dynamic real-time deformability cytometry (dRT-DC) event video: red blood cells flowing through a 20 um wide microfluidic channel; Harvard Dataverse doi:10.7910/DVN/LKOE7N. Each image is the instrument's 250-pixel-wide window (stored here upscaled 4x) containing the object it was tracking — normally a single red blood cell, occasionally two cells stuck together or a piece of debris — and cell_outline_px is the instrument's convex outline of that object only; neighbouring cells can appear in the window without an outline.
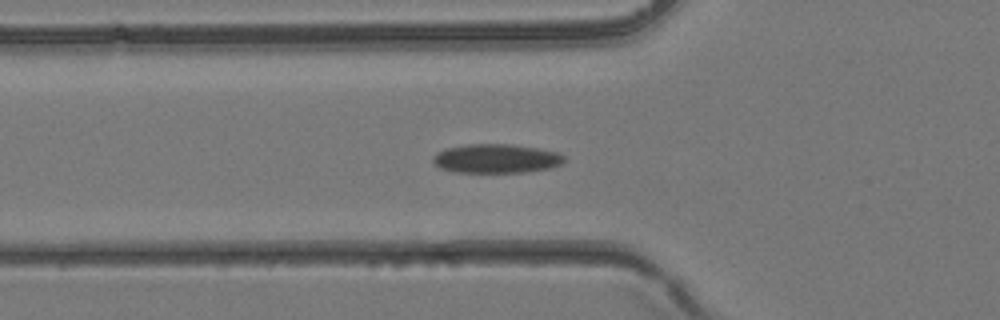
{"species": "common noctule bat (a hibernating species)", "species_latin": "Nyctalus noctula", "temperature_condition": "room temperature", "stored_images_in_passage": 38, "camera_frame_rate_fps": 3000, "um_per_image_px": 0.085, "animal": {"sex": "female", "body_mass_g": 24.6, "forearm_length_mm": 56.2}, "frame": {"image": 1, "passage_image": 11, "time_ms": 3.333, "image_size_px": [1000, 320], "cell_outline_px": [[564, 160], [560, 164], [548, 168], [524, 172], [456, 172], [440, 168], [432, 160], [432, 156], [436, 152], [448, 148], [468, 144], [512, 144], [560, 152], [564, 156]], "centroid_in_image_um": [42.16, 13.47], "position_along_channel_um": 83.6, "area_um2": 22.08}}
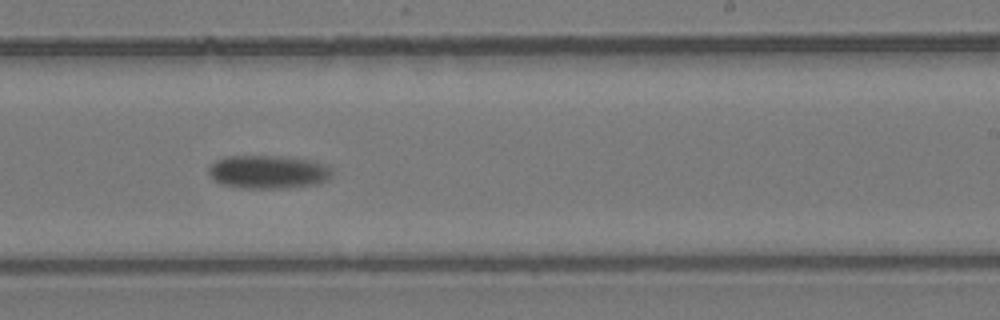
{"frame": {"image": 2, "passage_image": 22, "time_ms": 7.0, "image_size_px": [1000, 320], "cell_outline_px": [[332, 172], [320, 184], [288, 188], [244, 188], [220, 184], [208, 172], [208, 168], [216, 160], [224, 156], [280, 156], [308, 160], [320, 164], [328, 168]], "centroid_in_image_um": [22.73, 14.62], "position_along_channel_um": 266.3, "area_um2": 23.64}}
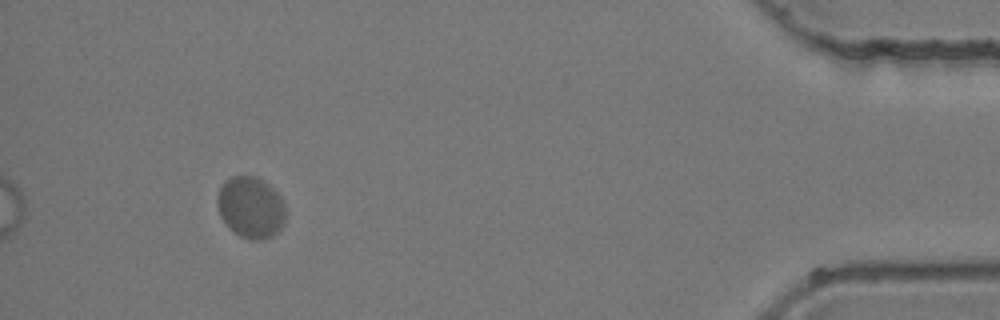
{"frame": {"image": 3, "passage_image": 35, "time_ms": 11.333, "image_size_px": [1000, 320], "cell_outline_px": [[284, 224], [272, 236], [260, 240], [252, 240], [240, 236], [232, 232], [228, 228], [220, 216], [216, 204], [216, 200], [220, 188], [224, 180], [232, 176], [256, 176], [268, 184], [280, 196], [284, 204]], "centroid_in_image_um": [21.28, 17.63], "position_along_channel_um": 413.9, "area_um2": 24.57}}